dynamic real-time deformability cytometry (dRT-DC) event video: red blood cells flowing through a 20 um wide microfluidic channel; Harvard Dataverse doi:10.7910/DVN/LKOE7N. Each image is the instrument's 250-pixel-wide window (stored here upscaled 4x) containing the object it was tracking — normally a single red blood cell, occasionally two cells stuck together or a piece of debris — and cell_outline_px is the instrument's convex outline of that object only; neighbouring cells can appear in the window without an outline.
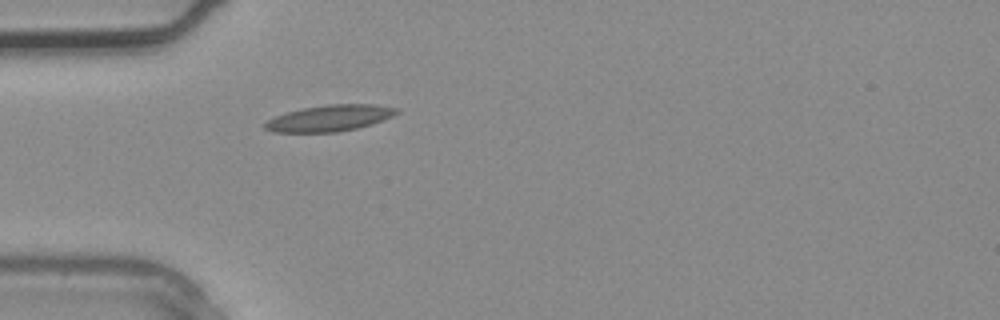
{"species": "common noctule bat (a hibernating species)", "species_latin": "Nyctalus noctula", "temperature_condition": "warm", "stored_images_in_passage": 1, "camera_frame_rate_fps": 3000, "um_per_image_px": 0.085, "animal": {"sex": "male", "body_mass_g": 20.4}, "frame": {"image": 1, "passage_image": 1, "time_ms": 0.0, "image_size_px": [1000, 320], "cell_outline_px": [[400, 112], [392, 116], [372, 124], [356, 128], [336, 132], [272, 132], [264, 128], [264, 124], [268, 120], [276, 116], [288, 112], [304, 108], [328, 104], [376, 104], [396, 108]], "centroid_in_image_um": [28.03, 10.04], "position_along_channel_um": 57.0, "area_um2": 19.94}}